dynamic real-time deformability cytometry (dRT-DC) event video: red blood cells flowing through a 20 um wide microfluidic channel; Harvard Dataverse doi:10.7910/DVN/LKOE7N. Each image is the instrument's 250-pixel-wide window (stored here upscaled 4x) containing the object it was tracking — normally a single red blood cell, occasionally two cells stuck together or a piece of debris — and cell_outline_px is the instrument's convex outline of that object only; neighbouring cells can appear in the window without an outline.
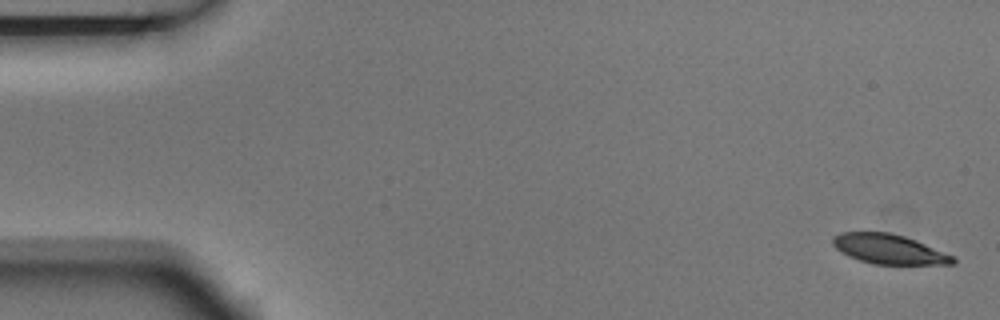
{"species": "Egyptian fruit bat (a non-hibernating species)", "species_latin": "Rousettus aegyptiacus", "temperature_condition": "room temperature", "stored_images_in_passage": 4, "camera_frame_rate_fps": 3000, "um_per_image_px": 0.085, "animal": {"sex": "male"}, "frame": {"image": 1, "passage_image": 1, "time_ms": 0.0, "image_size_px": [1000, 320], "cell_outline_px": [[956, 264], [872, 264], [848, 256], [836, 248], [832, 244], [832, 236], [840, 232], [888, 232], [904, 236], [916, 240], [956, 256]], "centroid_in_image_um": [75.58, 21.17], "position_along_channel_um": 9.4, "area_um2": 20.92}}